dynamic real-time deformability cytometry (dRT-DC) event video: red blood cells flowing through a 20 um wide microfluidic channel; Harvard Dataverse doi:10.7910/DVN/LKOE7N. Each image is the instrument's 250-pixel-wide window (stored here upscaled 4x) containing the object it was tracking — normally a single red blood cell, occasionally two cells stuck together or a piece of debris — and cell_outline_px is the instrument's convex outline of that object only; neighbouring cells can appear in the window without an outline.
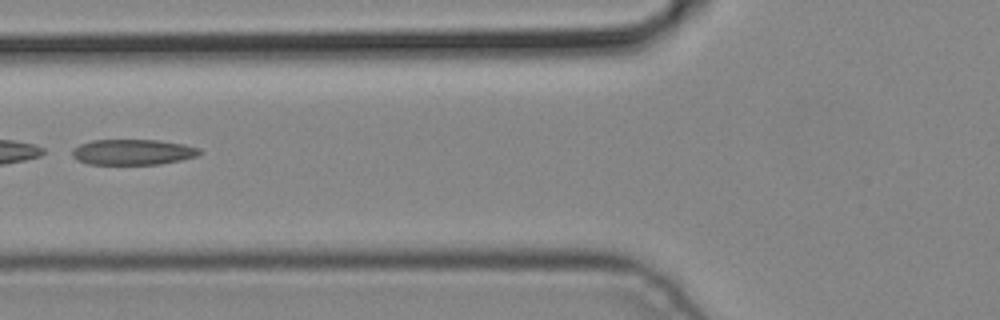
{"species": "common noctule bat (a hibernating species)", "species_latin": "Nyctalus noctula", "temperature_condition": "cold", "stored_images_in_passage": 4, "camera_frame_rate_fps": 3000, "um_per_image_px": 0.085, "animal": {"sex": "male", "body_mass_g": 19.2, "forearm_length_mm": 51.8}, "frame": {"image": 1, "passage_image": 3, "time_ms": 0.667, "image_size_px": [1000, 320], "cell_outline_px": [[204, 152], [196, 156], [180, 160], [160, 164], [88, 164], [76, 160], [72, 156], [72, 148], [80, 144], [92, 140], [160, 140], [184, 144], [200, 148]], "centroid_in_image_um": [11.29, 12.92], "position_along_channel_um": 114.5, "area_um2": 19.13}}
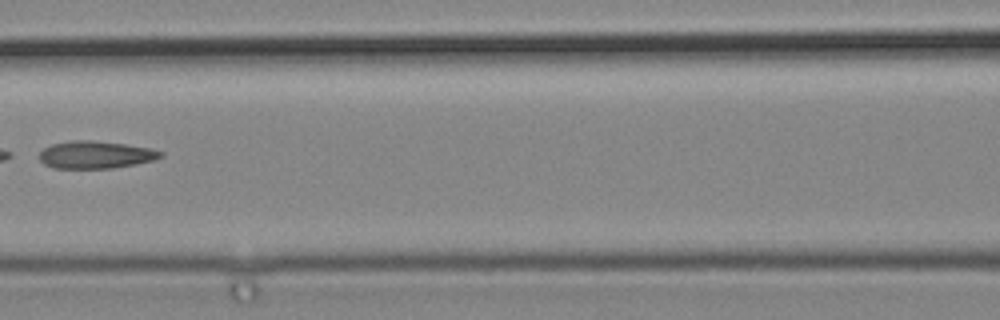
{"frame": {"image": 2, "passage_image": 4, "time_ms": 1.0, "image_size_px": [1000, 320], "cell_outline_px": [[164, 156], [152, 160], [136, 164], [112, 168], [52, 168], [44, 164], [40, 160], [40, 152], [44, 148], [52, 144], [72, 140], [92, 140], [124, 144], [152, 148], [164, 152]], "centroid_in_image_um": [8.14, 13.15], "position_along_channel_um": 158.5, "area_um2": 19.42}}